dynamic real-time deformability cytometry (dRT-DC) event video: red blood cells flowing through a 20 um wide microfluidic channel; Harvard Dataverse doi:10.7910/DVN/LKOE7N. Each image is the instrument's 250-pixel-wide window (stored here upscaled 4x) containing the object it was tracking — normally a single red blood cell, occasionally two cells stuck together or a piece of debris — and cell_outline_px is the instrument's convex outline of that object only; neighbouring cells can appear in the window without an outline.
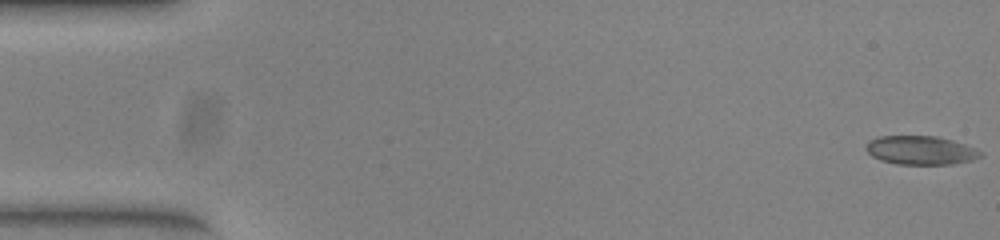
{"species": "common noctule bat (a hibernating species)", "species_latin": "Nyctalus noctula", "temperature_condition": "warm", "stored_images_in_passage": 52, "camera_frame_rate_fps": 3000, "um_per_image_px": 0.085, "animal": {"sex": "female", "body_mass_g": 23.0, "forearm_length_mm": 53.4}, "frame": {"image": 1, "passage_image": 1, "time_ms": 0.0, "image_size_px": [1000, 240], "cell_outline_px": [[984, 156], [972, 160], [952, 164], [896, 164], [880, 160], [872, 156], [864, 148], [868, 140], [880, 136], [936, 136], [952, 140], [976, 148], [984, 152]], "centroid_in_image_um": [78.27, 12.77], "position_along_channel_um": 6.7, "area_um2": 19.36}}
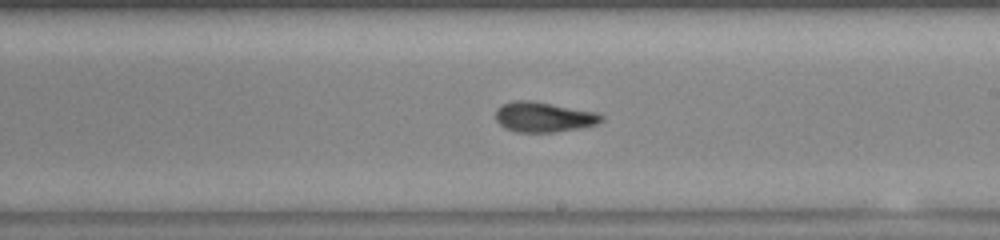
{"frame": {"image": 2, "passage_image": 30, "time_ms": 9.667, "image_size_px": [1000, 240], "cell_outline_px": [[604, 120], [596, 124], [576, 128], [552, 132], [516, 132], [504, 128], [496, 120], [496, 108], [512, 100], [528, 100], [596, 112], [604, 116]], "centroid_in_image_um": [46.18, 9.94], "position_along_channel_um": 242.8, "area_um2": 18.32}}
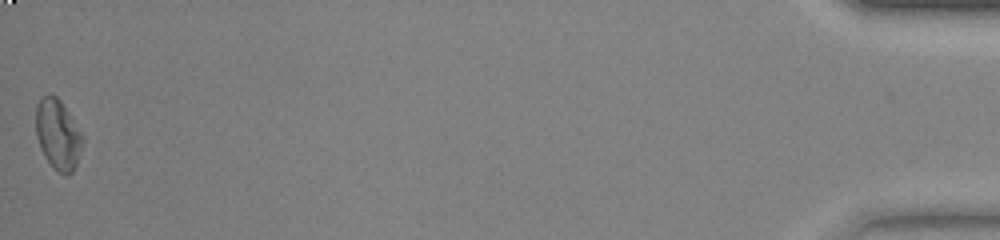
{"frame": {"image": 3, "passage_image": 52, "time_ms": 17.0, "image_size_px": [1000, 240], "cell_outline_px": [[84, 140], [76, 164], [72, 172], [68, 176], [60, 172], [44, 156], [40, 148], [36, 136], [36, 104], [44, 96], [56, 96], [60, 100], [84, 136]], "centroid_in_image_um": [4.93, 11.43], "position_along_channel_um": 430.3, "area_um2": 18.79}, "authors_computed_cell_mechanics": {"area_um2": 18.785, "velocity_mm_per_s": 3.9463, "shape_relaxation_time_tau1_ms": null, "shape_relaxation_time_tau2_ms": 4.5261, "deformation_change_tau1": null, "deformation_change_tau2": 0.1196}}